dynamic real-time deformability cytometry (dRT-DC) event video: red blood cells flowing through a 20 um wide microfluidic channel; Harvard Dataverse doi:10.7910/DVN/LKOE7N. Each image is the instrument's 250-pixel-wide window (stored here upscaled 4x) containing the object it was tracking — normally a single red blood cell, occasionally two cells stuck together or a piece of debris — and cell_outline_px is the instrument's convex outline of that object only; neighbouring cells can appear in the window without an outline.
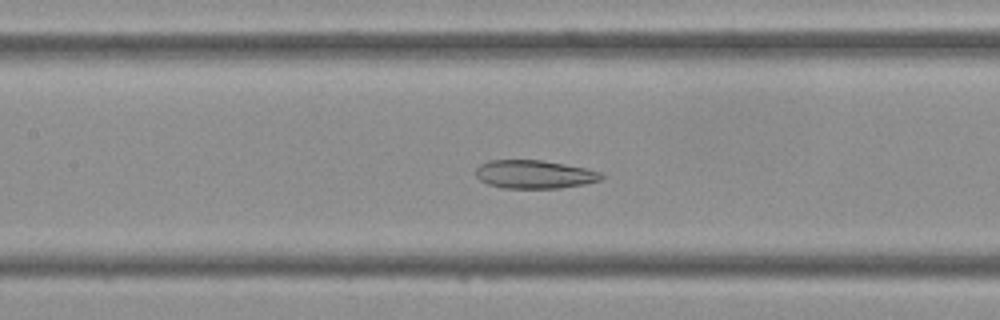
{"species": "Egyptian fruit bat (a non-hibernating species)", "species_latin": "Rousettus aegyptiacus", "temperature_condition": "cold", "stored_images_in_passage": 44, "camera_frame_rate_fps": 3000, "um_per_image_px": 0.085, "frame": {"image": 1, "passage_image": 20, "time_ms": 6.333, "image_size_px": [1000, 320], "cell_outline_px": [[604, 176], [600, 180], [584, 184], [560, 188], [504, 188], [488, 184], [480, 180], [476, 176], [476, 168], [480, 164], [488, 160], [540, 160], [588, 168], [600, 172]], "centroid_in_image_um": [45.42, 14.81], "position_along_channel_um": 162.0, "area_um2": 20.75}}
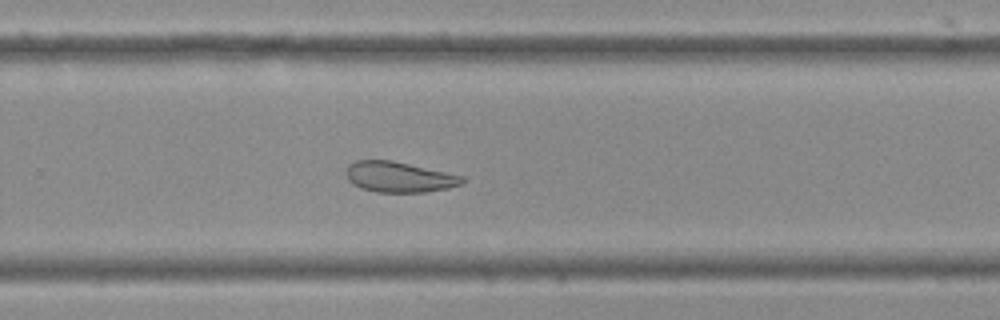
{"frame": {"image": 2, "passage_image": 29, "time_ms": 9.333, "image_size_px": [1000, 320], "cell_outline_px": [[468, 180], [460, 184], [448, 188], [424, 192], [376, 192], [360, 188], [352, 184], [348, 180], [348, 164], [356, 160], [392, 160], [464, 176]], "centroid_in_image_um": [33.94, 15.04], "position_along_channel_um": 295.9, "area_um2": 20.63}}
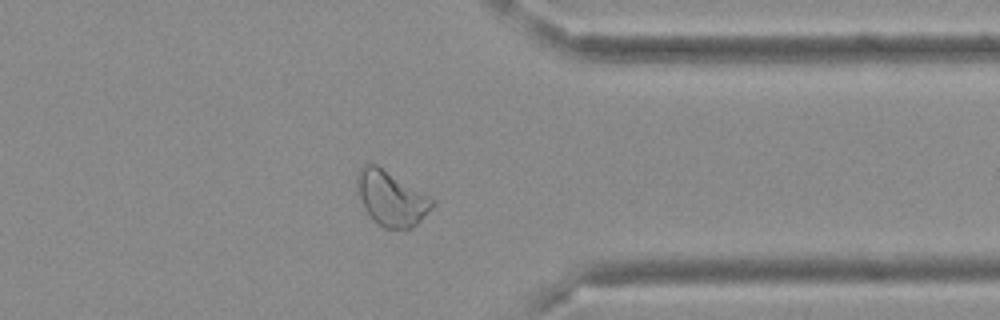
{"frame": {"image": 3, "passage_image": 35, "time_ms": 11.333, "image_size_px": [1000, 320], "cell_outline_px": [[436, 204], [412, 228], [384, 228], [364, 208], [356, 192], [356, 176], [360, 168], [364, 164], [376, 164], [432, 196], [436, 200]], "centroid_in_image_um": [33.27, 16.82], "position_along_channel_um": 378.1, "area_um2": 24.1}}